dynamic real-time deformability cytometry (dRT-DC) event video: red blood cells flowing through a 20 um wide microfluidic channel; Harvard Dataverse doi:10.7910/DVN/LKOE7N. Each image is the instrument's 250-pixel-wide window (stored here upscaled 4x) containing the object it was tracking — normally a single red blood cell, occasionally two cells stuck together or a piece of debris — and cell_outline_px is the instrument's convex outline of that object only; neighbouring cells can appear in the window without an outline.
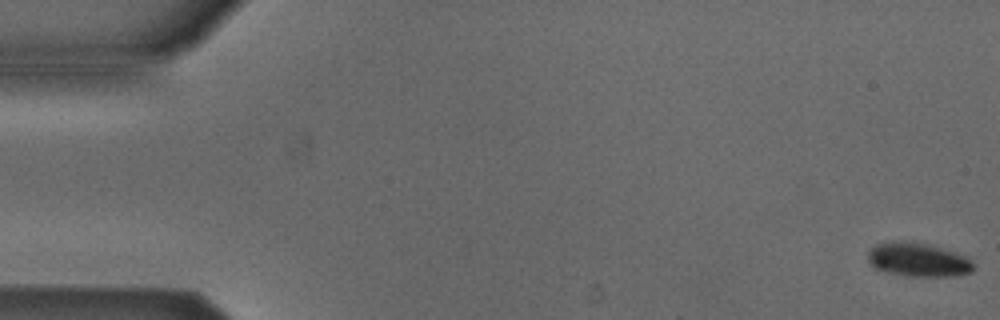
{"species": "Egyptian fruit bat (a non-hibernating species)", "species_latin": "Rousettus aegyptiacus", "temperature_condition": "cold", "stored_images_in_passage": 53, "camera_frame_rate_fps": 3000, "um_per_image_px": 0.085, "animal": {"sex": "male"}, "frame": {"image": 1, "passage_image": 1, "time_ms": 0.0, "image_size_px": [1000, 320], "cell_outline_px": [[972, 272], [956, 276], [908, 276], [888, 272], [876, 268], [868, 260], [868, 252], [876, 244], [892, 240], [924, 244], [940, 248], [964, 256], [972, 260]], "centroid_in_image_um": [78.02, 22.09], "position_along_channel_um": 7.0, "area_um2": 20.35}}
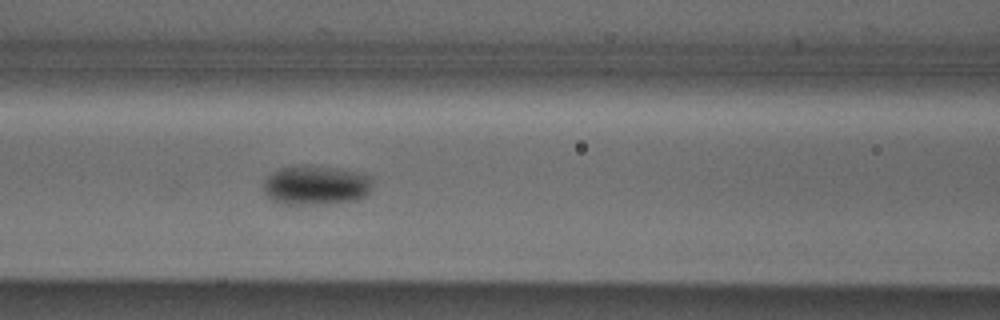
{"frame": {"image": 2, "passage_image": 23, "time_ms": 7.333, "image_size_px": [1000, 320], "cell_outline_px": [[372, 188], [364, 196], [356, 200], [328, 204], [284, 204], [272, 200], [264, 192], [264, 180], [268, 176], [280, 168], [336, 168], [356, 172], [368, 176], [372, 180]], "centroid_in_image_um": [26.87, 15.8], "position_along_channel_um": 139.7, "area_um2": 24.28}}
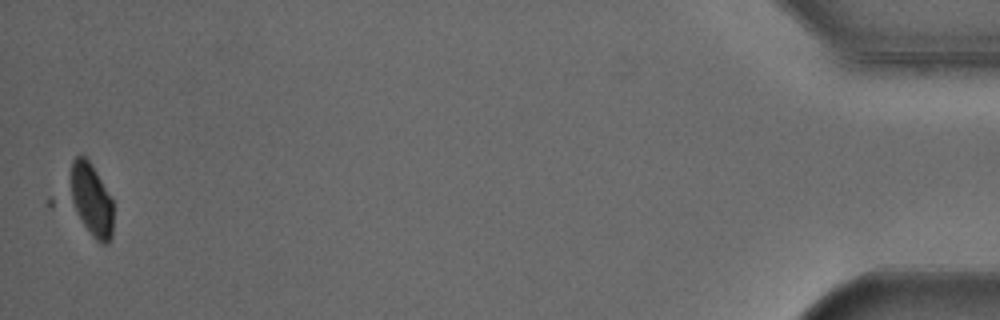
{"frame": {"image": 3, "passage_image": 53, "time_ms": 17.333, "image_size_px": [1000, 320], "cell_outline_px": [[112, 236], [108, 244], [100, 244], [92, 236], [68, 200], [72, 160], [76, 156], [84, 156], [92, 164], [112, 200]], "centroid_in_image_um": [7.72, 16.98], "position_along_channel_um": 427.5, "area_um2": 18.38}}